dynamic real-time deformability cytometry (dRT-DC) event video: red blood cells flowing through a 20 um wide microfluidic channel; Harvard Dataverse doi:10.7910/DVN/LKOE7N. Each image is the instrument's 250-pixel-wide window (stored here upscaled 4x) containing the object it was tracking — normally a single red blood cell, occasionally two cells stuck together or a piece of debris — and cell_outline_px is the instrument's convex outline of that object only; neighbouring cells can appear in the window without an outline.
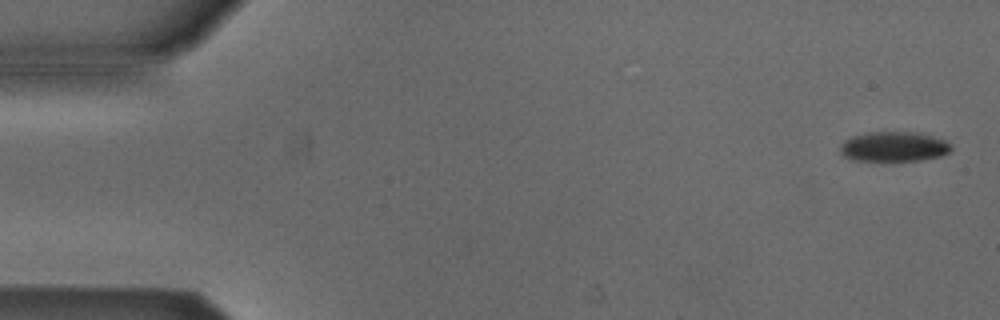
{"species": "Egyptian fruit bat (a non-hibernating species)", "species_latin": "Rousettus aegyptiacus", "temperature_condition": "cold", "stored_images_in_passage": 53, "camera_frame_rate_fps": 3000, "um_per_image_px": 0.085, "animal": {"sex": "male"}, "frame": {"image": 1, "passage_image": 2, "time_ms": 0.333, "image_size_px": [1000, 320], "cell_outline_px": [[952, 148], [948, 152], [940, 156], [920, 160], [852, 160], [844, 156], [840, 152], [840, 144], [844, 140], [852, 136], [868, 132], [920, 132], [944, 140], [952, 144]], "centroid_in_image_um": [75.96, 12.45], "position_along_channel_um": 9.0, "area_um2": 19.31}}
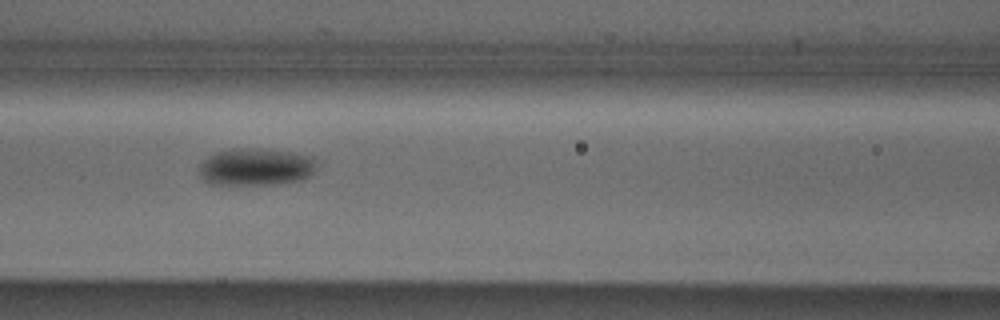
{"frame": {"image": 2, "passage_image": 23, "time_ms": 7.333, "image_size_px": [1000, 320], "cell_outline_px": [[316, 156], [312, 172], [308, 176], [300, 180], [276, 184], [212, 184], [204, 180], [200, 176], [200, 164], [204, 160], [216, 152], [236, 148], [248, 148], [292, 152]], "centroid_in_image_um": [21.75, 14.18], "position_along_channel_um": 144.9, "area_um2": 25.26}}
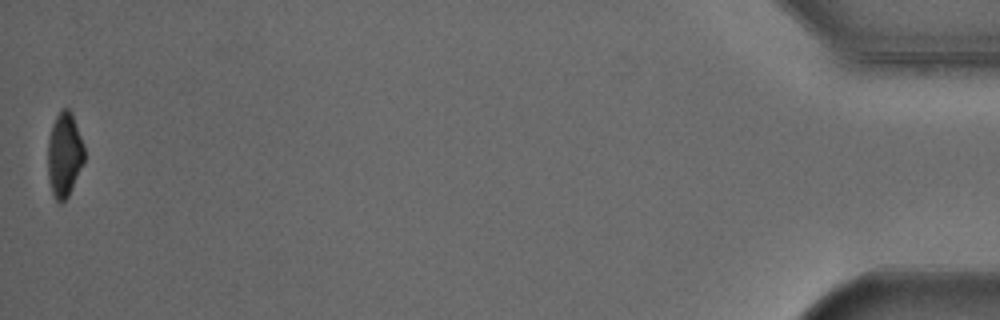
{"frame": {"image": 3, "passage_image": 53, "time_ms": 17.333, "image_size_px": [1000, 320], "cell_outline_px": [[84, 160], [72, 188], [68, 196], [60, 204], [56, 200], [52, 192], [48, 180], [48, 140], [52, 124], [60, 108], [68, 108], [72, 112], [84, 144]], "centroid_in_image_um": [5.47, 13.11], "position_along_channel_um": 429.7, "area_um2": 18.03}, "authors_computed_cell_mechanics": {"area_um2": 22.0218, "velocity_mm_per_s": 3.8651, "shape_relaxation_time_tau1_ms": 7.5334, "shape_relaxation_time_tau2_ms": null, "deformation_change_tau1": 0.1429, "deformation_change_tau2": null}}